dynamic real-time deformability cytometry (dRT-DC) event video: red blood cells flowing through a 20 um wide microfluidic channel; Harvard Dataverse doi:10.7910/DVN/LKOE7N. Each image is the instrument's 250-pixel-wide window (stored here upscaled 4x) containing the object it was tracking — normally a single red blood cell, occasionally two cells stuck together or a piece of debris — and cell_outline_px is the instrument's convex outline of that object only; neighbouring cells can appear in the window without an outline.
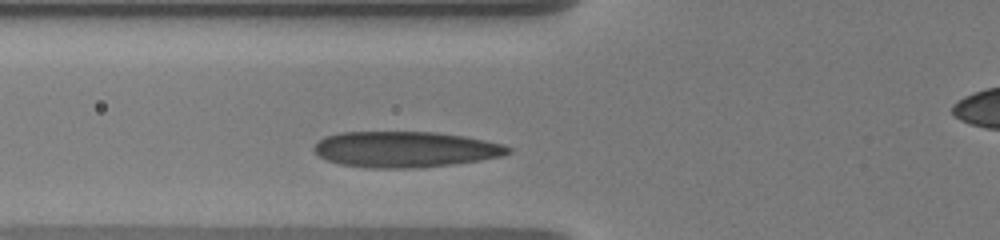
{"species": "human", "species_latin": "Homo sapiens", "temperature_condition": "warm", "stored_images_in_passage": 40, "camera_frame_rate_fps": 3000, "um_per_image_px": 0.085, "donor": {"sex": "male"}, "frame": {"image": 1, "passage_image": 13, "time_ms": 4.0, "image_size_px": [1000, 240], "cell_outline_px": [[512, 152], [504, 156], [480, 160], [452, 164], [408, 168], [372, 168], [340, 164], [328, 160], [320, 156], [312, 148], [324, 136], [340, 132], [436, 132], [464, 136], [504, 144], [512, 148]], "centroid_in_image_um": [34.48, 12.69], "position_along_channel_um": 91.3, "area_um2": 40.52}}
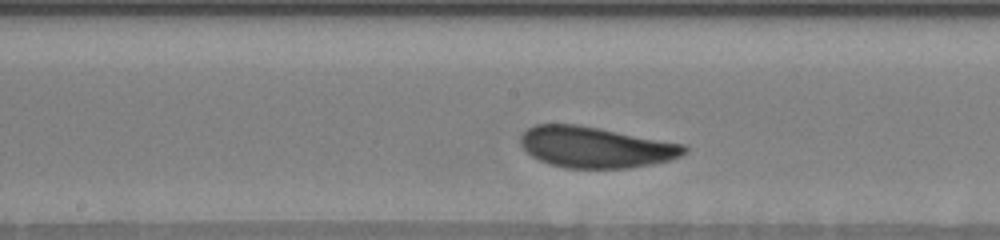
{"frame": {"image": 2, "passage_image": 22, "time_ms": 7.0, "image_size_px": [1000, 240], "cell_outline_px": [[688, 152], [680, 156], [668, 160], [652, 164], [628, 168], [564, 168], [540, 160], [532, 156], [520, 144], [520, 136], [528, 128], [536, 124], [576, 124], [600, 128], [684, 144], [688, 148]], "centroid_in_image_um": [50.63, 12.51], "position_along_channel_um": 197.6, "area_um2": 39.02}}
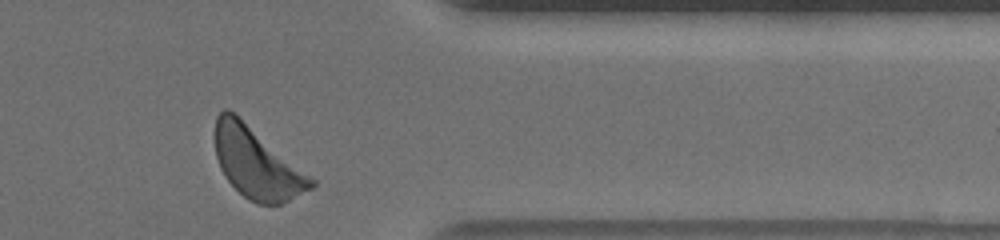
{"frame": {"image": 3, "passage_image": 39, "time_ms": 12.667, "image_size_px": [1000, 240], "cell_outline_px": [[316, 184], [312, 188], [280, 204], [256, 204], [248, 200], [228, 180], [220, 168], [216, 156], [216, 116], [224, 108], [228, 108], [312, 176], [316, 180]], "centroid_in_image_um": [21.84, 13.88], "position_along_channel_um": 389.6, "area_um2": 39.02}, "authors_computed_cell_mechanics": {"area_um2": 39.3907, "velocity_mm_per_s": 3.5345, "shape_relaxation_time_tau1_ms": 2.6591, "shape_relaxation_time_tau2_ms": 10.9006, "deformation_change_tau1": 0.1237, "deformation_change_tau2": 0.17}}